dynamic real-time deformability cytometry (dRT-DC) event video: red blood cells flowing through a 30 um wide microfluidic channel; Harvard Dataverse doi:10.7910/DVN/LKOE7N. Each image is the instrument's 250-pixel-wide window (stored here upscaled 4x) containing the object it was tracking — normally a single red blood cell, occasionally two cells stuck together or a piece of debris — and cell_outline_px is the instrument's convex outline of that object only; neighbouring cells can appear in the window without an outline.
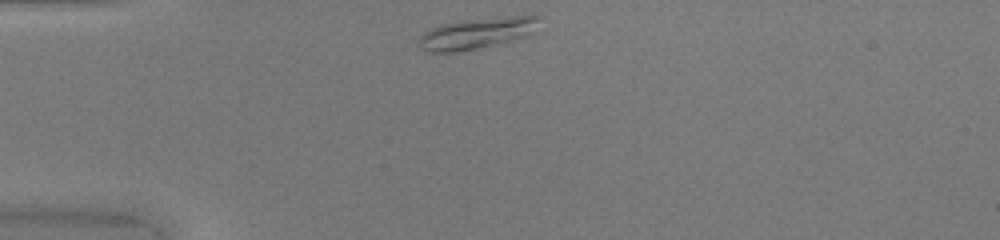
{"species": "common noctule bat (a hibernating species)", "species_latin": "Nyctalus noctula", "temperature_condition": "warm", "stored_images_in_passage": 36, "camera_frame_rate_fps": 3000, "um_per_image_px": 0.085, "animal": {"sex": "female", "body_mass_g": 20.0, "forearm_length_mm": 54.0}, "frame": {"image": 1, "passage_image": 1, "time_ms": 0.0, "image_size_px": [1000, 240], "cell_outline_px": [[544, 16], [532, 32], [508, 40], [476, 48], [456, 52], [428, 52], [420, 48], [420, 36], [428, 28], [440, 24], [456, 20], [528, 12], [532, 12]], "centroid_in_image_um": [40.6, 2.72], "position_along_channel_um": 44.4, "area_um2": 22.6}}
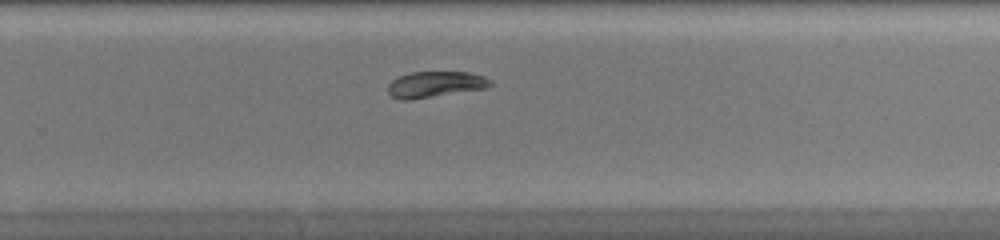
{"frame": {"image": 2, "passage_image": 21, "time_ms": 6.667, "image_size_px": [1000, 240], "cell_outline_px": [[492, 84], [484, 88], [408, 100], [400, 100], [392, 96], [388, 92], [388, 84], [392, 80], [400, 76], [412, 72], [468, 72], [484, 76], [492, 80]], "centroid_in_image_um": [36.98, 7.16], "position_along_channel_um": 292.8, "area_um2": 15.26}}
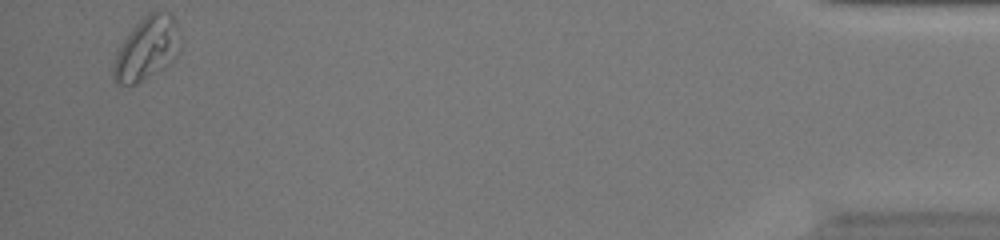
{"frame": {"image": 3, "passage_image": 36, "time_ms": 11.667, "image_size_px": [1000, 240], "cell_outline_px": [[176, 56], [164, 68], [136, 84], [116, 84], [112, 76], [112, 68], [116, 52], [120, 44], [132, 28], [148, 12], [168, 12], [176, 20]], "centroid_in_image_um": [12.39, 4.15], "position_along_channel_um": 422.8, "area_um2": 23.99}, "authors_computed_cell_mechanics": {"area_um2": 16.1262, "velocity_mm_per_s": 4.1478, "shape_relaxation_time_tau1_ms": 3.009, "shape_relaxation_time_tau2_ms": 0.6259, "deformation_change_tau1": 0.1267, "deformation_change_tau2": 0.0592}}